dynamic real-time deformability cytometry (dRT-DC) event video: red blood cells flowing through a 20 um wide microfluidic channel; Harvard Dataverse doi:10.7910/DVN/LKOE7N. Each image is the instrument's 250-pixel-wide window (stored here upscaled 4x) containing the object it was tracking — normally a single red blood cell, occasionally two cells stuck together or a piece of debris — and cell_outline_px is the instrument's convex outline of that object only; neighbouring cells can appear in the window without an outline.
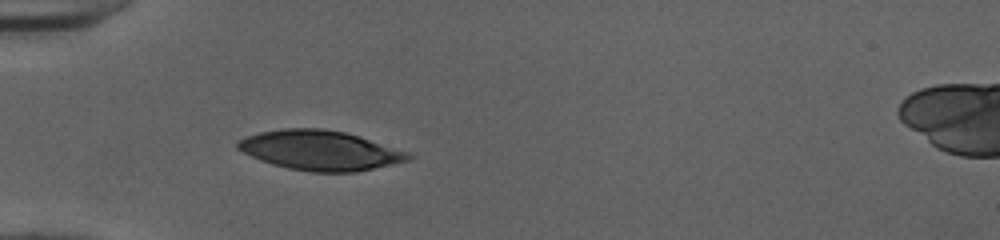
{"species": "human", "species_latin": "Homo sapiens", "temperature_condition": "cold", "stored_images_in_passage": 36, "camera_frame_rate_fps": 3000, "um_per_image_px": 0.085, "donor": {"sex": "female"}, "frame": {"image": 1, "passage_image": 1, "time_ms": 0.0, "image_size_px": [1000, 240], "cell_outline_px": [[412, 156], [408, 160], [356, 172], [312, 172], [288, 168], [272, 164], [260, 160], [236, 148], [236, 144], [240, 140], [248, 136], [260, 132], [280, 128], [320, 128], [344, 132], [408, 152]], "centroid_in_image_um": [27.16, 12.78], "position_along_channel_um": 57.8, "area_um2": 38.9}}
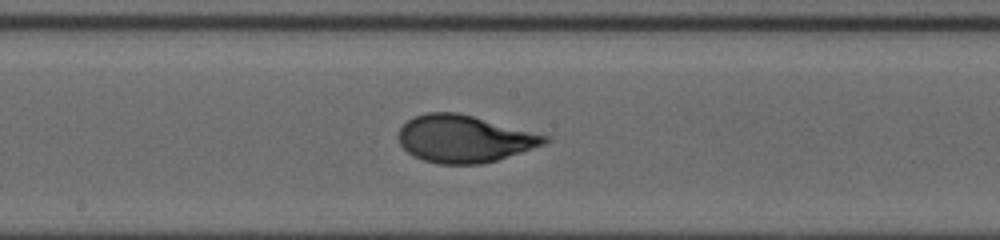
{"frame": {"image": 2, "passage_image": 13, "time_ms": 4.0, "image_size_px": [1000, 240], "cell_outline_px": [[548, 140], [544, 144], [496, 160], [480, 164], [440, 164], [424, 160], [412, 156], [400, 144], [396, 136], [400, 128], [408, 120], [416, 116], [428, 112], [456, 112], [472, 116], [548, 136]], "centroid_in_image_um": [39.39, 11.8], "position_along_channel_um": 208.8, "area_um2": 39.71}}
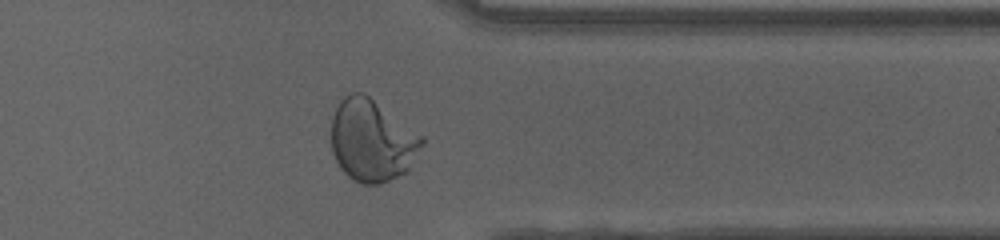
{"frame": {"image": 3, "passage_image": 26, "time_ms": 8.333, "image_size_px": [1000, 240], "cell_outline_px": [[424, 144], [408, 168], [404, 172], [380, 184], [360, 184], [352, 180], [340, 168], [332, 152], [332, 116], [340, 100], [344, 96], [352, 92], [364, 92], [424, 136]], "centroid_in_image_um": [31.61, 11.92], "position_along_channel_um": 379.8, "area_um2": 43.35}, "authors_computed_cell_mechanics": {"area_um2": 40.0843, "velocity_mm_per_s": 4.0229, "shape_relaxation_time_tau1_ms": 4.7571, "shape_relaxation_time_tau2_ms": null, "deformation_change_tau1": 0.2301, "deformation_change_tau2": null}}